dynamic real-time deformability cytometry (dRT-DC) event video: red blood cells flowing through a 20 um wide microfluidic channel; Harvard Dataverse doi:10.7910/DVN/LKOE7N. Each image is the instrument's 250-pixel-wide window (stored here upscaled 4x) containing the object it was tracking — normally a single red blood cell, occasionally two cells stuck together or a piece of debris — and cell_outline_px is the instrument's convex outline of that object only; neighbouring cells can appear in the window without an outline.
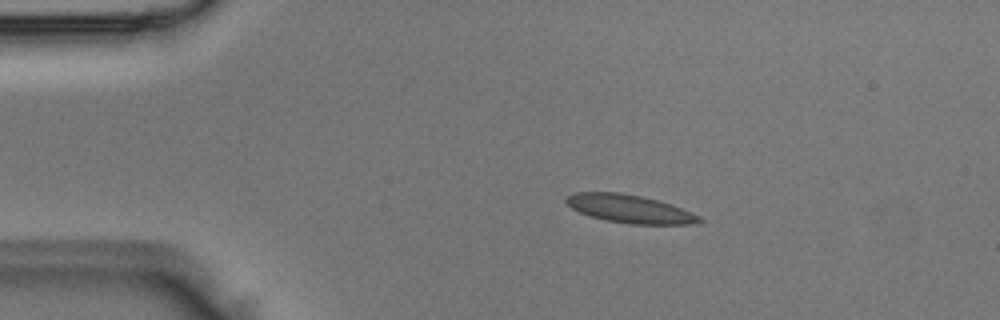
{"species": "Egyptian fruit bat (a non-hibernating species)", "species_latin": "Rousettus aegyptiacus", "temperature_condition": "room temperature", "stored_images_in_passage": 3, "camera_frame_rate_fps": 3000, "um_per_image_px": 0.085, "animal": {"sex": "male"}, "frame": {"image": 1, "passage_image": 2, "time_ms": 0.333, "image_size_px": [1000, 320], "cell_outline_px": [[704, 220], [700, 224], [632, 224], [604, 220], [588, 216], [572, 208], [564, 200], [572, 192], [620, 192], [640, 196], [672, 204], [692, 212], [700, 216]], "centroid_in_image_um": [53.55, 17.76], "position_along_channel_um": 31.5, "area_um2": 21.96}}